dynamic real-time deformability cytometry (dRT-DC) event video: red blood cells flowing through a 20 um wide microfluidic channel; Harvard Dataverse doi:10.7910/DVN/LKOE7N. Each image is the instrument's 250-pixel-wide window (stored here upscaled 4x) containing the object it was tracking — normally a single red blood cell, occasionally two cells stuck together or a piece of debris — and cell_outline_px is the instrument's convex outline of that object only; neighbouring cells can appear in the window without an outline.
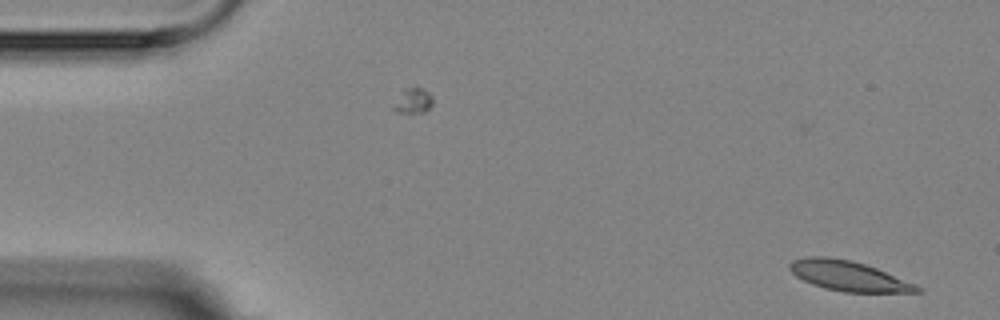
{"species": "Egyptian fruit bat (a non-hibernating species)", "species_latin": "Rousettus aegyptiacus", "temperature_condition": "room temperature", "stored_images_in_passage": 3, "camera_frame_rate_fps": 3000, "um_per_image_px": 0.085, "animal": {"sex": "female"}, "frame": {"image": 1, "passage_image": 3, "time_ms": 2.333, "image_size_px": [1000, 320], "cell_outline_px": [[924, 292], [844, 292], [824, 288], [812, 284], [796, 276], [788, 268], [788, 264], [792, 260], [804, 256], [828, 256], [852, 260], [876, 268], [916, 284], [924, 288]], "centroid_in_image_um": [72.11, 23.44], "position_along_channel_um": 12.9, "area_um2": 22.43}}